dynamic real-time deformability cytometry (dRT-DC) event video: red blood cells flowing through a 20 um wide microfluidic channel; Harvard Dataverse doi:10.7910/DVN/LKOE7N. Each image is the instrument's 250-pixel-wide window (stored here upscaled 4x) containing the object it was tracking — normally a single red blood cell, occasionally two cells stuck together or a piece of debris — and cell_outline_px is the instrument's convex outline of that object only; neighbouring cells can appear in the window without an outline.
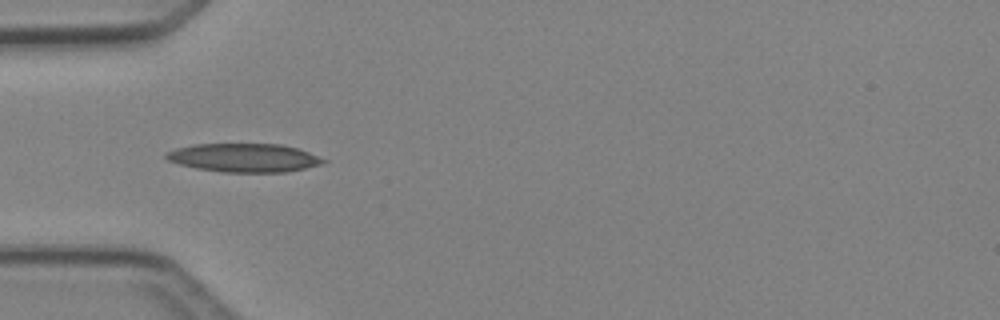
{"species": "Egyptian fruit bat (a non-hibernating species)", "species_latin": "Rousettus aegyptiacus", "temperature_condition": "cold", "stored_images_in_passage": 4, "camera_frame_rate_fps": 3000, "um_per_image_px": 0.085, "animal": {"sex": "female"}, "frame": {"image": 1, "passage_image": 4, "time_ms": 3.333, "image_size_px": [1000, 320], "cell_outline_px": [[328, 160], [320, 164], [304, 168], [284, 172], [224, 172], [196, 168], [180, 164], [168, 160], [164, 156], [164, 152], [176, 148], [196, 144], [280, 144], [296, 148], [308, 152]], "centroid_in_image_um": [20.71, 13.4], "position_along_channel_um": 64.3, "area_um2": 25.95}}